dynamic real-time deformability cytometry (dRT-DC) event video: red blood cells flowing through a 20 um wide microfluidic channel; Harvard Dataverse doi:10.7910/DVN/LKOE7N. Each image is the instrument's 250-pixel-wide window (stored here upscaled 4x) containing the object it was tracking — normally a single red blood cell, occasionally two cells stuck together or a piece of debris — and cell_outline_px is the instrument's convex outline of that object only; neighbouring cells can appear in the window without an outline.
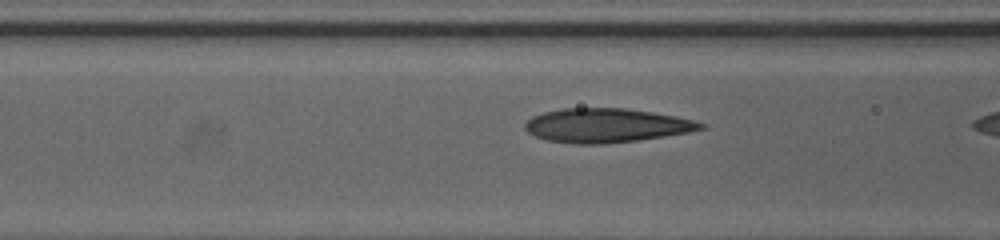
{"species": "human", "species_latin": "Homo sapiens", "temperature_condition": "cold", "stored_images_in_passage": 12, "camera_frame_rate_fps": 3000, "um_per_image_px": 0.085, "donor": {"sex": "female"}, "frame": {"image": 1, "passage_image": 7, "time_ms": 2.0, "image_size_px": [1000, 240], "cell_outline_px": [[708, 124], [704, 128], [688, 132], [664, 136], [636, 140], [604, 144], [576, 144], [544, 140], [528, 132], [524, 128], [524, 124], [532, 116], [544, 112], [564, 108], [624, 108], [652, 112], [676, 116]], "centroid_in_image_um": [51.51, 10.66], "position_along_channel_um": 115.1, "area_um2": 34.8}}
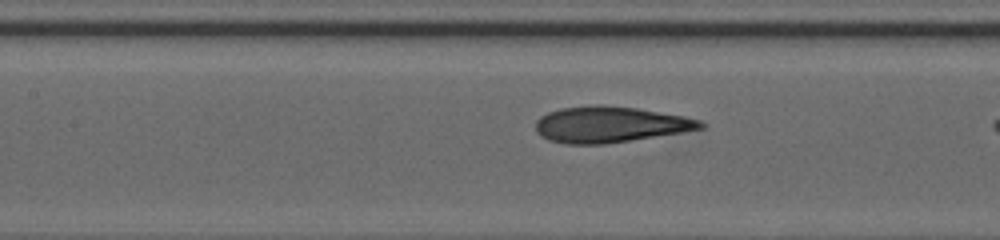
{"frame": {"image": 2, "passage_image": 10, "time_ms": 3.0, "image_size_px": [1000, 240], "cell_outline_px": [[704, 128], [680, 132], [604, 144], [564, 144], [548, 140], [540, 136], [536, 132], [536, 120], [540, 116], [548, 112], [560, 108], [596, 104], [600, 104], [636, 108], [680, 116], [700, 120], [704, 124]], "centroid_in_image_um": [51.76, 10.58], "position_along_channel_um": 155.6, "area_um2": 34.33}}